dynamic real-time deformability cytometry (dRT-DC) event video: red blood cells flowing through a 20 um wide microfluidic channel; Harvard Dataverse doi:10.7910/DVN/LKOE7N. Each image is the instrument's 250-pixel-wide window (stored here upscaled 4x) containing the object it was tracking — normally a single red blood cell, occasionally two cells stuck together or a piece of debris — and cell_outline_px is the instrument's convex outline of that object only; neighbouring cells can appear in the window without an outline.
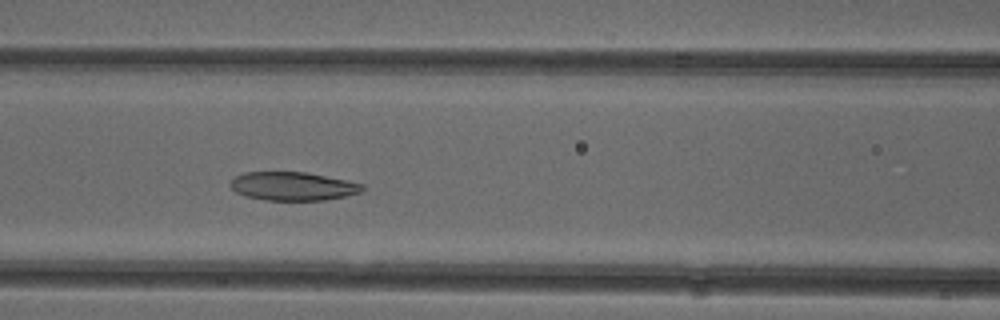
{"species": "common noctule bat (a hibernating species)", "species_latin": "Nyctalus noctula", "temperature_condition": "cold", "stored_images_in_passage": 38, "camera_frame_rate_fps": 3000, "um_per_image_px": 0.085, "animal": {"sex": "female"}, "frame": {"image": 1, "passage_image": 15, "time_ms": 4.667, "image_size_px": [1000, 320], "cell_outline_px": [[364, 188], [360, 192], [344, 196], [324, 200], [264, 200], [244, 196], [236, 192], [228, 184], [236, 176], [244, 172], [304, 172], [364, 184]], "centroid_in_image_um": [24.84, 15.83], "position_along_channel_um": 141.8, "area_um2": 21.73}}
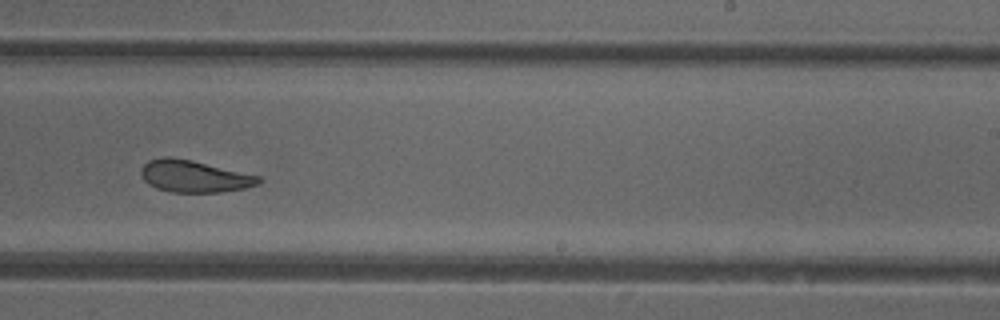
{"frame": {"image": 2, "passage_image": 25, "time_ms": 8.0, "image_size_px": [1000, 320], "cell_outline_px": [[264, 180], [260, 184], [244, 188], [220, 192], [172, 192], [156, 188], [148, 184], [140, 176], [140, 168], [148, 160], [160, 156], [168, 156], [192, 160], [260, 176]], "centroid_in_image_um": [16.48, 14.97], "position_along_channel_um": 272.5, "area_um2": 22.14}}
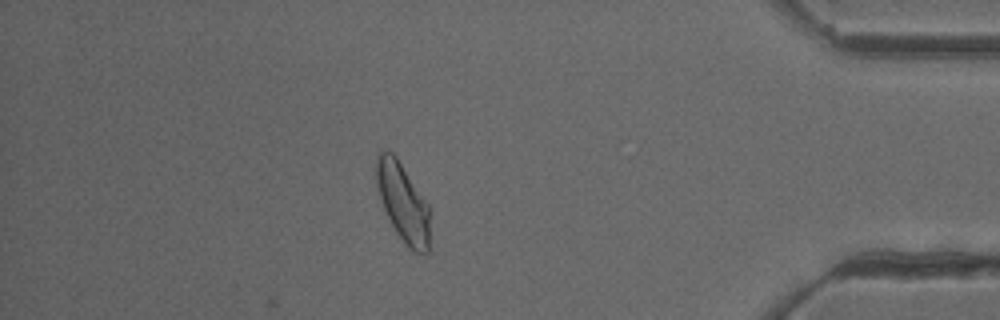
{"frame": {"image": 3, "passage_image": 38, "time_ms": 12.333, "image_size_px": [1000, 320], "cell_outline_px": [[428, 252], [412, 252], [408, 248], [396, 232], [380, 200], [376, 184], [376, 152], [392, 152], [396, 156], [428, 204]], "centroid_in_image_um": [34.21, 17.18], "position_along_channel_um": 401.0, "area_um2": 24.04}, "authors_computed_cell_mechanics": {"area_um2": 22.8888, "velocity_mm_per_s": 3.9335, "shape_relaxation_time_tau1_ms": null, "shape_relaxation_time_tau2_ms": 2.9888, "deformation_change_tau1": null, "deformation_change_tau2": 0.1066}}